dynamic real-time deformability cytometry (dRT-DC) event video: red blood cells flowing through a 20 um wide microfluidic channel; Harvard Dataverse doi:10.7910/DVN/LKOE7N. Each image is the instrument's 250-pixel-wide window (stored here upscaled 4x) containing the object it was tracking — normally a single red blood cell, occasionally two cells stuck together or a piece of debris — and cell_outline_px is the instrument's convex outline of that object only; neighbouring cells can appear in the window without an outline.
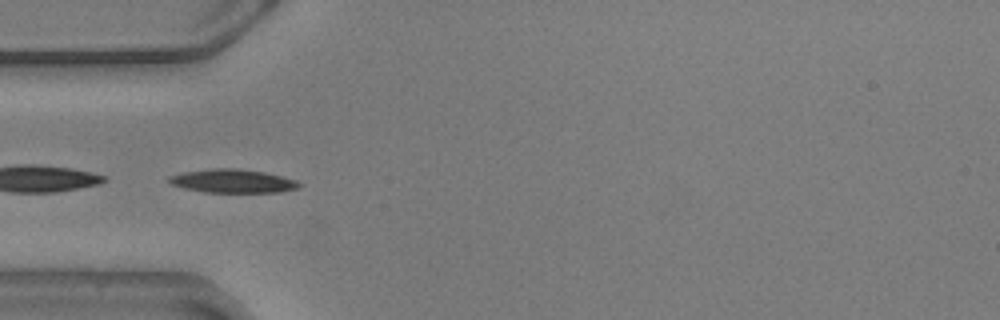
{"species": "common noctule bat (a hibernating species)", "species_latin": "Nyctalus noctula", "temperature_condition": "warm", "stored_images_in_passage": 36, "segment_of_instrument_passage": [2, 2], "camera_frame_rate_fps": 3000, "um_per_image_px": 0.085, "animal": {"sex": "male", "body_mass_g": 20.5, "forearm_length_mm": 52.5}, "frame": {"image": 1, "passage_image": 12, "time_ms": 3.667, "image_size_px": [1000, 320], "cell_outline_px": [[300, 188], [280, 192], [204, 192], [184, 188], [172, 184], [168, 180], [168, 176], [184, 172], [208, 168], [236, 168], [264, 172], [296, 180], [300, 184]], "centroid_in_image_um": [19.77, 15.38], "position_along_channel_um": 65.2, "area_um2": 17.8}}